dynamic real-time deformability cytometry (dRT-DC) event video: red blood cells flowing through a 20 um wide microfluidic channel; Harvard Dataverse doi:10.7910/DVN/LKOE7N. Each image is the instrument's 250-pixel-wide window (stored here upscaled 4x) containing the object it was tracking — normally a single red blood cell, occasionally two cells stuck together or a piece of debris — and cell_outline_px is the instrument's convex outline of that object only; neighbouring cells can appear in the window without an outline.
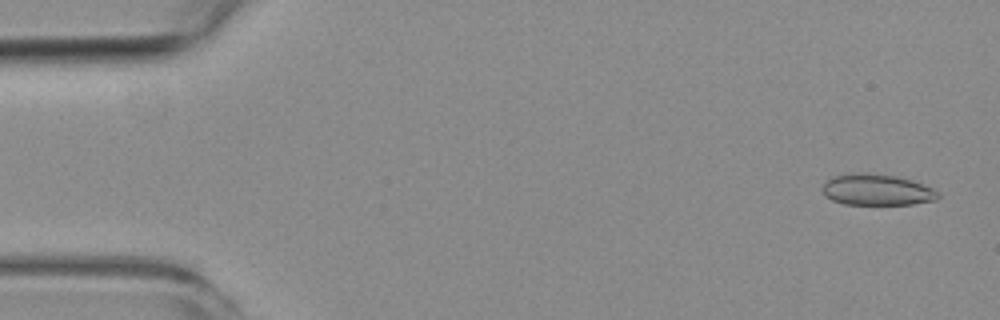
{"species": "common noctule bat (a hibernating species)", "species_latin": "Nyctalus noctula", "temperature_condition": "room temperature", "stored_images_in_passage": 5, "segment_of_instrument_passage": [1, 2], "camera_frame_rate_fps": 3000, "um_per_image_px": 0.085, "animal": {"sex": "female", "body_mass_g": 19.3, "forearm_length_mm": 54.1}, "frame": {"image": 1, "passage_image": 1, "time_ms": 0.0, "image_size_px": [1000, 320], "cell_outline_px": [[940, 196], [936, 200], [912, 204], [844, 204], [832, 200], [824, 196], [824, 184], [828, 180], [836, 176], [856, 172], [868, 172], [896, 176], [912, 180], [932, 188]], "centroid_in_image_um": [74.54, 16.13], "position_along_channel_um": 10.5, "area_um2": 20.87}}